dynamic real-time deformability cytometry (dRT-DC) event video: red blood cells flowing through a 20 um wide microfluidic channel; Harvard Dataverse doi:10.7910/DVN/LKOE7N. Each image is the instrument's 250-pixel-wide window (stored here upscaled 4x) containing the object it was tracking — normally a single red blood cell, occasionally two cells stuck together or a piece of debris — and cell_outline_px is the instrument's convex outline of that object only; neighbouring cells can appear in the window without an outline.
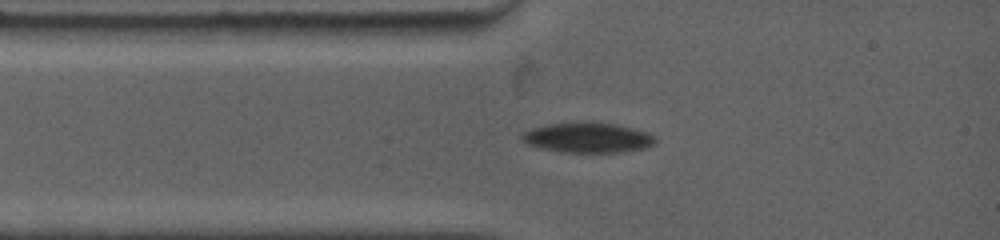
{"species": "common noctule bat (a hibernating species)", "species_latin": "Nyctalus noctula", "temperature_condition": "warm", "stored_images_in_passage": 39, "camera_frame_rate_fps": 4500, "um_per_image_px": 0.085, "animal": {"sex": "female", "body_mass_g": 19.0, "forearm_length_mm": 53.3}, "frame": {"image": 1, "passage_image": 4, "time_ms": 1.333, "image_size_px": [1000, 240], "cell_outline_px": [[656, 140], [648, 148], [616, 152], [564, 152], [544, 148], [528, 144], [520, 136], [524, 132], [532, 128], [544, 124], [576, 120], [588, 120], [616, 124], [648, 132]], "centroid_in_image_um": [49.94, 11.65], "position_along_channel_um": 35.1, "area_um2": 23.7}}
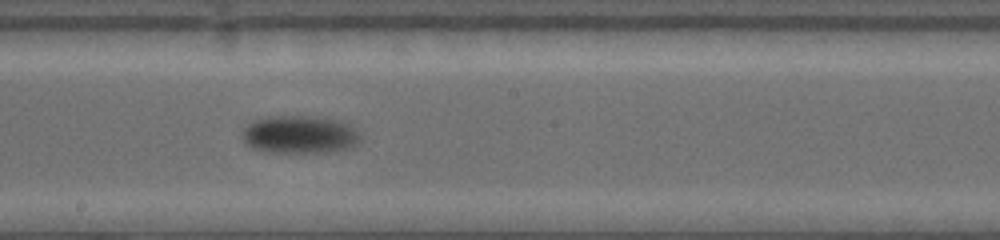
{"frame": {"image": 2, "passage_image": 17, "time_ms": 6.667, "image_size_px": [1000, 240], "cell_outline_px": [[360, 140], [348, 148], [332, 152], [268, 152], [252, 148], [240, 136], [244, 128], [252, 120], [268, 116], [316, 116], [340, 120], [348, 124], [360, 132]], "centroid_in_image_um": [25.46, 11.42], "position_along_channel_um": 222.7, "area_um2": 26.3}}
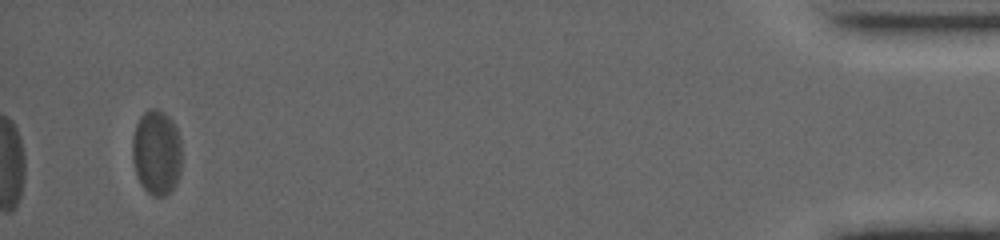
{"frame": {"image": 3, "passage_image": 39, "time_ms": 15.778, "image_size_px": [1000, 240], "cell_outline_px": [[180, 172], [176, 184], [164, 196], [152, 196], [140, 184], [132, 160], [132, 140], [136, 124], [140, 116], [148, 108], [156, 108], [168, 116], [172, 120], [176, 128], [180, 140]], "centroid_in_image_um": [13.29, 12.94], "position_along_channel_um": 421.9, "area_um2": 24.45}, "authors_computed_cell_mechanics": {"area_um2": 24.6228, "velocity_mm_per_s": 3.5593, "shape_relaxation_time_tau1_ms": 3.7376, "shape_relaxation_time_tau2_ms": null, "deformation_change_tau1": 0.1051, "deformation_change_tau2": null}}